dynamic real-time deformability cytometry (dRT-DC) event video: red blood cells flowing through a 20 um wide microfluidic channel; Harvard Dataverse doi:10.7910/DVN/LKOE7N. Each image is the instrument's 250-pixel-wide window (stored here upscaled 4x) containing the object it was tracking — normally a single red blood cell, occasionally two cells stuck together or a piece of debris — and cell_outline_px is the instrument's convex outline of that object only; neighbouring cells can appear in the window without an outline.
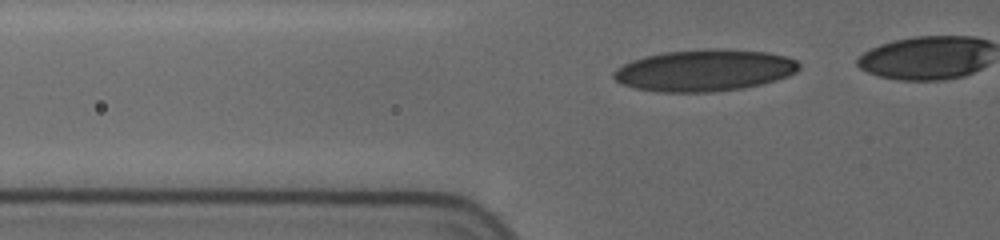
{"species": "human", "species_latin": "Homo sapiens", "temperature_condition": "cold", "stored_images_in_passage": 30, "camera_frame_rate_fps": 3000, "um_per_image_px": 0.085, "donor": {"sex": "female"}, "frame": {"image": 1, "passage_image": 17, "time_ms": 3.667, "image_size_px": [1000, 240], "cell_outline_px": [[800, 68], [796, 72], [788, 76], [776, 80], [744, 88], [712, 92], [656, 92], [632, 88], [620, 84], [612, 76], [612, 72], [616, 68], [632, 60], [644, 56], [664, 52], [708, 48], [720, 48], [768, 52], [788, 56], [796, 60], [800, 64]], "centroid_in_image_um": [59.86, 5.98], "position_along_channel_um": 65.9, "area_um2": 45.6}}
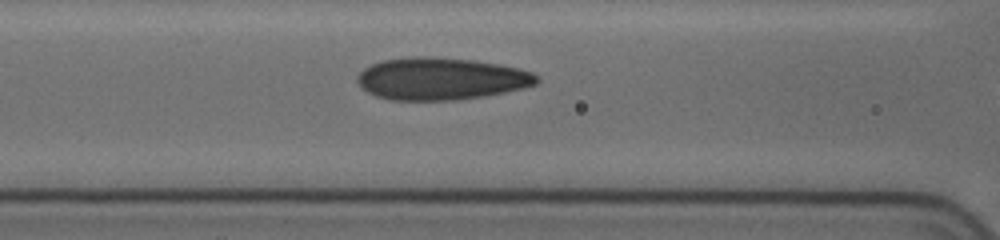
{"frame": {"image": 2, "passage_image": 24, "time_ms": 5.667, "image_size_px": [1000, 240], "cell_outline_px": [[540, 80], [536, 84], [524, 88], [484, 96], [456, 100], [392, 100], [376, 96], [368, 92], [356, 80], [356, 76], [364, 68], [372, 64], [384, 60], [412, 56], [436, 56], [476, 60], [500, 64], [520, 68], [532, 72]], "centroid_in_image_um": [37.51, 6.68], "position_along_channel_um": 129.1, "area_um2": 44.39}}
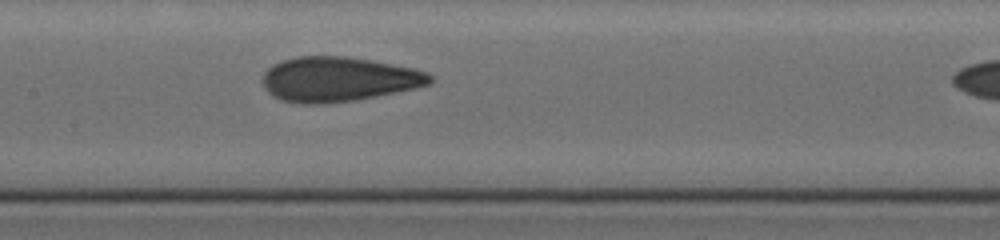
{"frame": {"image": 3, "passage_image": 29, "time_ms": 7.0, "image_size_px": [1000, 240], "cell_outline_px": [[432, 84], [416, 88], [356, 100], [324, 104], [300, 104], [280, 100], [272, 96], [264, 88], [264, 72], [272, 64], [296, 56], [344, 56], [368, 60], [412, 68], [428, 72], [432, 76]], "centroid_in_image_um": [28.75, 6.75], "position_along_channel_um": 178.7, "area_um2": 43.64}}